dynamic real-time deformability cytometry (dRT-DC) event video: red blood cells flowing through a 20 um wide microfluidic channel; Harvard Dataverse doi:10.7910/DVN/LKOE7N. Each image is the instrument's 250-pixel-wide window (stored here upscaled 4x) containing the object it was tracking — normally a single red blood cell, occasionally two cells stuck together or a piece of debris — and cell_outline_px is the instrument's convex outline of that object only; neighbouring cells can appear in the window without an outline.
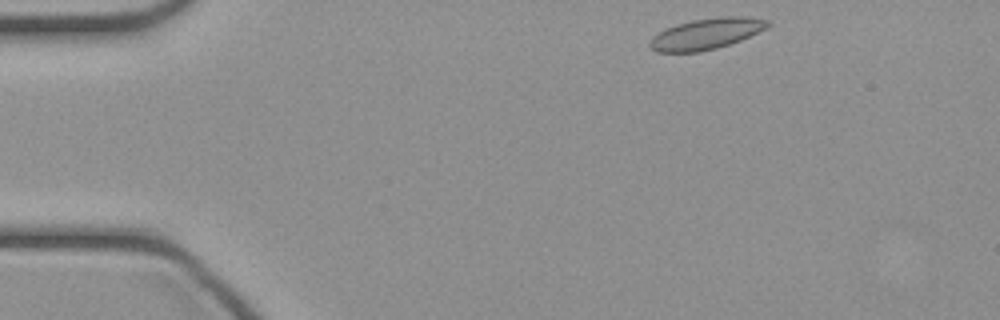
{"species": "common noctule bat (a hibernating species)", "species_latin": "Nyctalus noctula", "temperature_condition": "cold", "stored_images_in_passage": 41, "camera_frame_rate_fps": 3000, "um_per_image_px": 0.085, "animal": {"sex": "female", "body_mass_g": 21.9}, "frame": {"image": 1, "passage_image": 1, "time_ms": 0.0, "image_size_px": [1000, 320], "cell_outline_px": [[772, 24], [768, 28], [740, 40], [716, 48], [700, 52], [656, 52], [648, 44], [652, 36], [676, 24], [692, 20], [720, 16], [744, 16], [768, 20]], "centroid_in_image_um": [60.06, 2.86], "position_along_channel_um": 24.9, "area_um2": 21.27}}
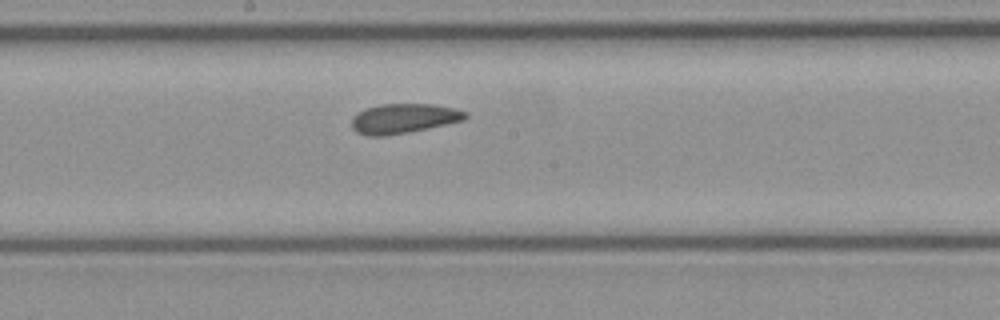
{"frame": {"image": 2, "passage_image": 19, "time_ms": 6.0, "image_size_px": [1000, 320], "cell_outline_px": [[468, 116], [464, 120], [408, 132], [384, 136], [368, 136], [356, 132], [352, 128], [352, 116], [356, 112], [380, 104], [432, 104], [456, 108], [468, 112]], "centroid_in_image_um": [34.3, 10.06], "position_along_channel_um": 213.9, "area_um2": 19.71}}
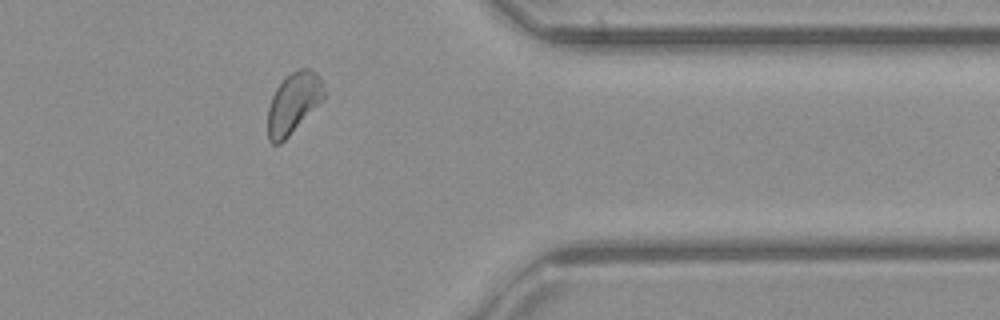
{"frame": {"image": 3, "passage_image": 32, "time_ms": 10.333, "image_size_px": [1000, 320], "cell_outline_px": [[324, 96], [288, 136], [280, 144], [272, 144], [268, 140], [268, 108], [272, 96], [276, 88], [292, 72], [300, 68], [312, 68], [316, 72], [320, 80], [324, 92]], "centroid_in_image_um": [24.9, 8.76], "position_along_channel_um": 386.5, "area_um2": 19.19}}